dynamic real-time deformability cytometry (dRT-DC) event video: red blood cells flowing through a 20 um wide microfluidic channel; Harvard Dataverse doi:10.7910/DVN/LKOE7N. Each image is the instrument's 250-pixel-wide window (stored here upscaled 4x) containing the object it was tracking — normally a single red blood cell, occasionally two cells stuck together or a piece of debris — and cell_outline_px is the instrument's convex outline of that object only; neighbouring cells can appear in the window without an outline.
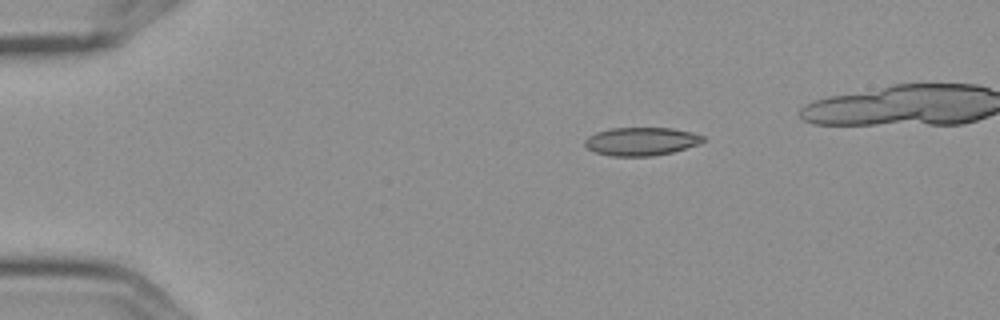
{"species": "Egyptian fruit bat (a non-hibernating species)", "species_latin": "Rousettus aegyptiacus", "temperature_condition": "cold", "stored_images_in_passage": 5, "camera_frame_rate_fps": 3000, "um_per_image_px": 0.085, "frame": {"image": 1, "passage_image": 2, "time_ms": 0.333, "image_size_px": [1000, 320], "cell_outline_px": [[704, 140], [700, 144], [672, 152], [652, 156], [612, 156], [596, 152], [588, 148], [584, 144], [584, 140], [588, 136], [596, 132], [608, 128], [672, 128], [692, 132], [704, 136]], "centroid_in_image_um": [54.5, 12.01], "position_along_channel_um": 30.5, "area_um2": 19.48}}